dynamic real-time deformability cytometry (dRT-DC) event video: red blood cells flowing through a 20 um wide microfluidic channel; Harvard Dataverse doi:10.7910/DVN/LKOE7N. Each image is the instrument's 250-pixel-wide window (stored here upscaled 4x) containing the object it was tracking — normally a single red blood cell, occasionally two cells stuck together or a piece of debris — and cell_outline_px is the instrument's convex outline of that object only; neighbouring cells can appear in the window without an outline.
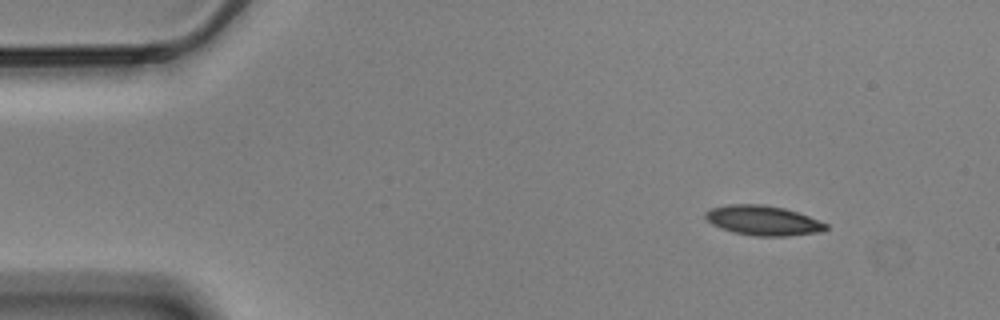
{"species": "Egyptian fruit bat (a non-hibernating species)", "species_latin": "Rousettus aegyptiacus", "temperature_condition": "cold", "stored_images_in_passage": 51, "camera_frame_rate_fps": 3000, "um_per_image_px": 0.085, "animal": {"sex": "male"}, "frame": {"image": 1, "passage_image": 1, "time_ms": 0.0, "image_size_px": [1000, 320], "cell_outline_px": [[828, 228], [820, 232], [784, 236], [756, 236], [732, 232], [720, 228], [712, 224], [704, 216], [704, 212], [712, 208], [728, 204], [764, 204], [784, 208], [808, 216], [828, 224]], "centroid_in_image_um": [64.84, 18.74], "position_along_channel_um": 20.2, "area_um2": 20.87}}
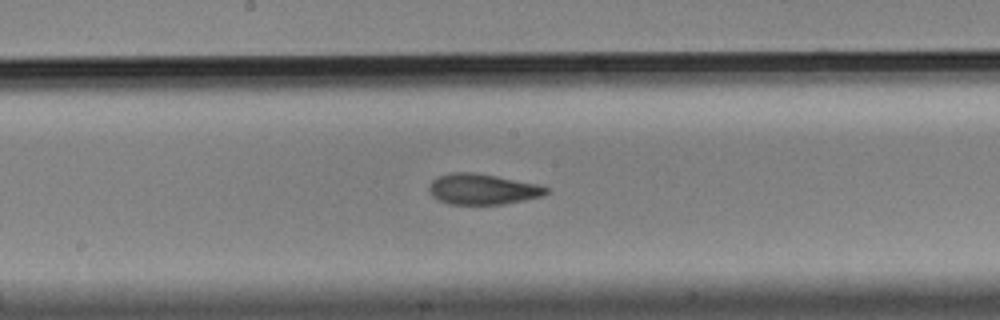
{"frame": {"image": 2, "passage_image": 24, "time_ms": 7.667, "image_size_px": [1000, 320], "cell_outline_px": [[548, 192], [540, 196], [524, 200], [500, 204], [448, 204], [432, 196], [428, 188], [432, 180], [436, 176], [452, 172], [472, 172], [496, 176], [536, 184], [548, 188]], "centroid_in_image_um": [40.96, 16.07], "position_along_channel_um": 207.2, "area_um2": 20.69}}
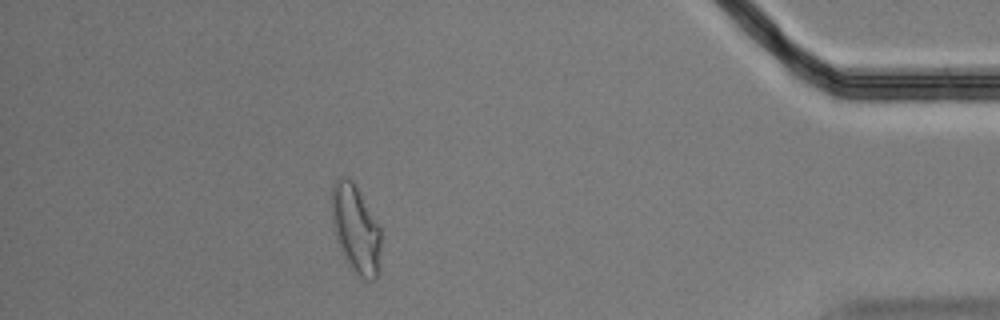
{"frame": {"image": 3, "passage_image": 45, "time_ms": 14.667, "image_size_px": [1000, 320], "cell_outline_px": [[380, 272], [376, 280], [364, 280], [348, 264], [340, 252], [336, 240], [332, 224], [332, 184], [340, 176], [348, 176], [356, 184], [380, 228]], "centroid_in_image_um": [30.23, 19.47], "position_along_channel_um": 405.0, "area_um2": 25.72}, "authors_computed_cell_mechanics": {"area_um2": 21.1548, "velocity_mm_per_s": 3.4982, "shape_relaxation_time_tau1_ms": 7.4856, "shape_relaxation_time_tau2_ms": 2.3994, "deformation_change_tau1": 0.1761, "deformation_change_tau2": 0.0834}}